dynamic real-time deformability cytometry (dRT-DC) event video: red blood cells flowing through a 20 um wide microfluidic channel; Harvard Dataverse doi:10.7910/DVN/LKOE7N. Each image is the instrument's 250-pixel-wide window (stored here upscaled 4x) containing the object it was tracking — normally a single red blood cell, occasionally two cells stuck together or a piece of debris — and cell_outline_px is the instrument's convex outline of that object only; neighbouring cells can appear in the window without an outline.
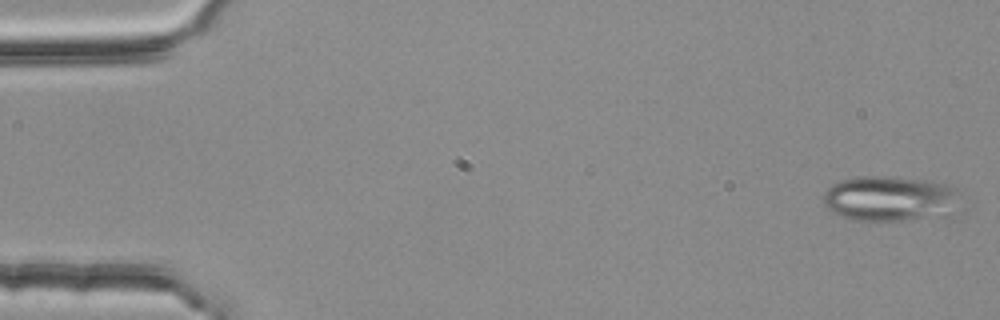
{"species": "common noctule bat (a hibernating species)", "species_latin": "Nyctalus noctula", "temperature_condition": "room temperature", "stored_images_in_passage": 54, "camera_frame_rate_fps": 3000, "um_per_image_px": 0.085, "animal": {"sex": "female", "body_mass_g": 25.1}, "frame": {"image": 1, "passage_image": 1, "time_ms": 0.0, "image_size_px": [1000, 320], "cell_outline_px": [[960, 192], [956, 196], [920, 216], [904, 220], [856, 220], [844, 216], [828, 208], [824, 204], [824, 192], [832, 184], [840, 180], [856, 176], [892, 176], [932, 180], [948, 184], [956, 188]], "centroid_in_image_um": [75.35, 16.77], "position_along_channel_um": 9.7, "area_um2": 33.58}}
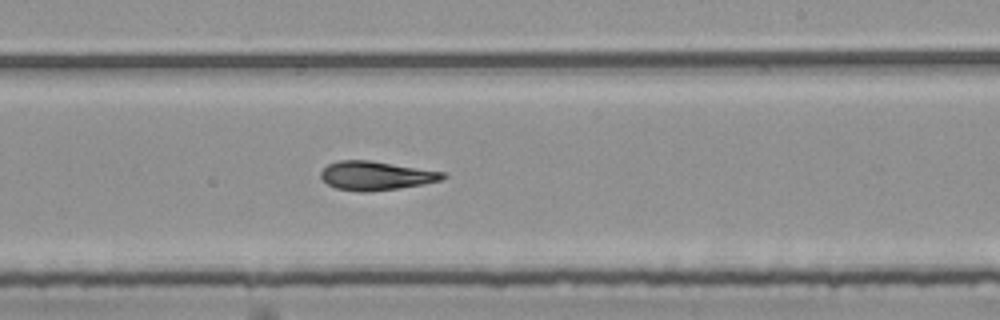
{"frame": {"image": 2, "passage_image": 32, "time_ms": 10.333, "image_size_px": [1000, 320], "cell_outline_px": [[448, 176], [440, 180], [424, 184], [400, 188], [364, 192], [360, 192], [336, 188], [328, 184], [320, 176], [320, 172], [328, 164], [340, 160], [368, 160], [444, 172]], "centroid_in_image_um": [31.95, 14.93], "position_along_channel_um": 257.1, "area_um2": 20.35}}
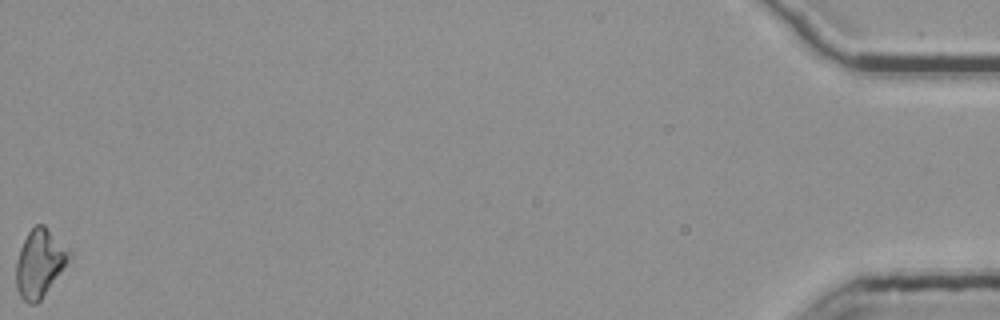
{"frame": {"image": 3, "passage_image": 54, "time_ms": 17.667, "image_size_px": [1000, 320], "cell_outline_px": [[72, 252], [68, 260], [40, 300], [36, 304], [28, 304], [20, 296], [16, 288], [16, 260], [20, 248], [28, 232], [36, 224], [44, 224]], "centroid_in_image_um": [3.34, 22.35], "position_along_channel_um": 431.9, "area_um2": 20.63}, "authors_computed_cell_mechanics": {"area_um2": 20.6346, "velocity_mm_per_s": 3.7862, "shape_relaxation_time_tau1_ms": null, "shape_relaxation_time_tau2_ms": 2.5511, "deformation_change_tau1": null, "deformation_change_tau2": 0.1059}}